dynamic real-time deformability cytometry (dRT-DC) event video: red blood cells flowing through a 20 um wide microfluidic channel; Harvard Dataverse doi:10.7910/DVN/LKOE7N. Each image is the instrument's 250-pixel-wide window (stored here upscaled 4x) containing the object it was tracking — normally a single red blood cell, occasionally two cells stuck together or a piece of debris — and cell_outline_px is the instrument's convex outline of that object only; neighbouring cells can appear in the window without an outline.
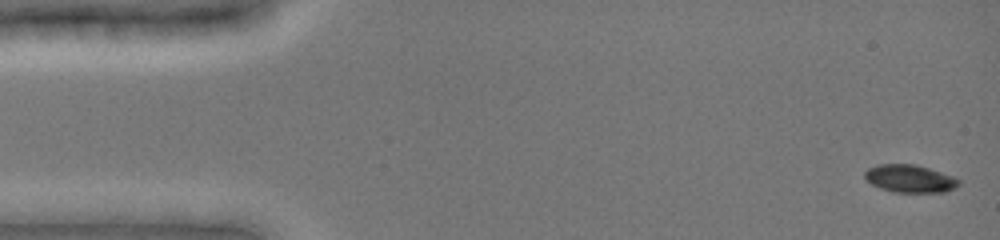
{"species": "common noctule bat (a hibernating species)", "species_latin": "Nyctalus noctula", "temperature_condition": "cold", "stored_images_in_passage": 20, "camera_frame_rate_fps": 3000, "um_per_image_px": 0.085, "animal": {"sex": "female", "body_mass_g": 19.0, "forearm_length_mm": 51.5}, "frame": {"image": 1, "passage_image": 1, "time_ms": 0.0, "image_size_px": [1000, 240], "cell_outline_px": [[960, 184], [956, 188], [944, 192], [892, 192], [880, 188], [872, 184], [864, 176], [864, 172], [868, 168], [876, 164], [916, 164], [956, 176], [960, 180]], "centroid_in_image_um": [77.38, 15.17], "position_along_channel_um": 7.6, "area_um2": 15.43}}
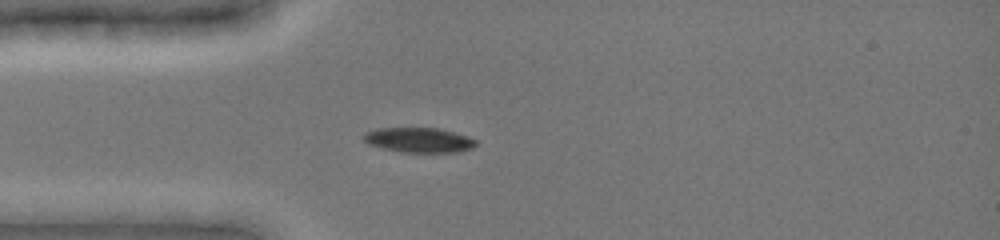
{"frame": {"image": 2, "passage_image": 13, "time_ms": 4.0, "image_size_px": [1000, 240], "cell_outline_px": [[476, 144], [472, 148], [460, 152], [400, 152], [368, 144], [364, 140], [364, 132], [376, 128], [436, 128], [468, 136], [476, 140]], "centroid_in_image_um": [35.6, 11.9], "position_along_channel_um": 49.4, "area_um2": 16.18}}
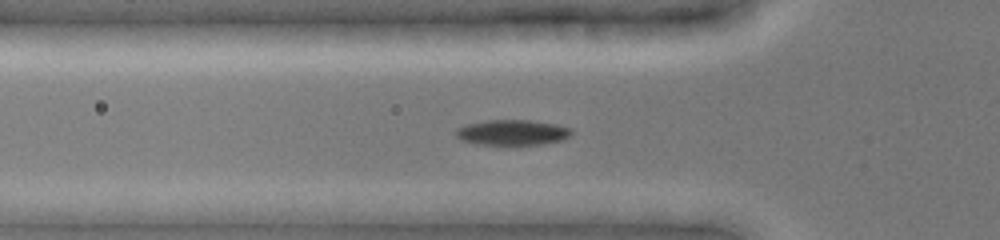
{"frame": {"image": 3, "passage_image": 16, "time_ms": 5.0, "image_size_px": [1000, 240], "cell_outline_px": [[572, 132], [564, 140], [540, 144], [476, 144], [460, 140], [456, 136], [456, 128], [464, 124], [488, 120], [532, 120], [556, 124], [572, 128]], "centroid_in_image_um": [43.53, 11.25], "position_along_channel_um": 82.3, "area_um2": 17.17}}